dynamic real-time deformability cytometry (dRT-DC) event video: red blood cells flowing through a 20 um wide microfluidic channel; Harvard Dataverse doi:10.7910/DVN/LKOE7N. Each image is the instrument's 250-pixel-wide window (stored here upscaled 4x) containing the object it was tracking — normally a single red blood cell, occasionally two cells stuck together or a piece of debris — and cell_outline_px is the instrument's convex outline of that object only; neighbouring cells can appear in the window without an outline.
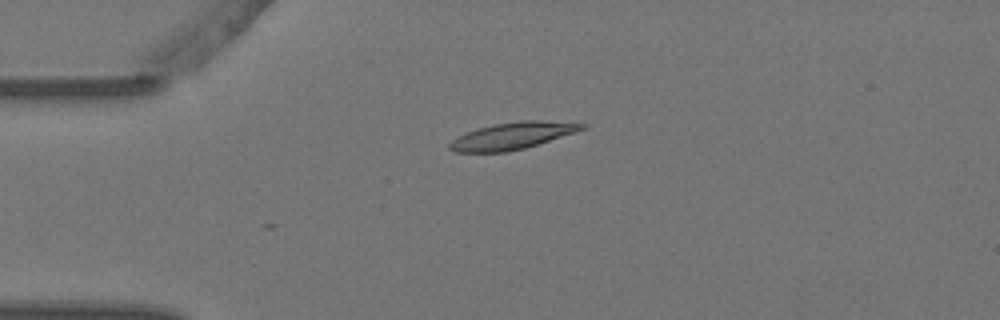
{"species": "Egyptian fruit bat (a non-hibernating species)", "species_latin": "Rousettus aegyptiacus", "temperature_condition": "warm", "stored_images_in_passage": 4, "camera_frame_rate_fps": 3000, "um_per_image_px": 0.085, "animal": {"sex": "female"}, "frame": {"image": 1, "passage_image": 1, "time_ms": 0.0, "image_size_px": [1000, 320], "cell_outline_px": [[588, 124], [584, 128], [576, 132], [524, 148], [504, 152], [456, 152], [448, 148], [448, 144], [452, 140], [476, 128], [496, 124], [520, 120], [540, 120]], "centroid_in_image_um": [43.54, 11.54], "position_along_channel_um": 41.5, "area_um2": 20.46}}
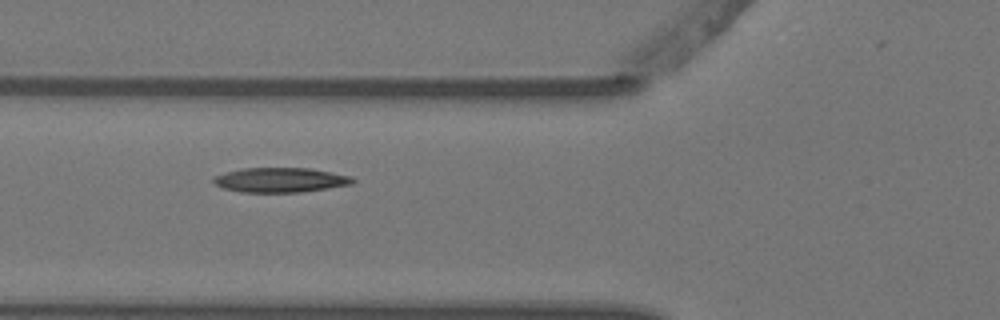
{"frame": {"image": 2, "passage_image": 3, "time_ms": 0.667, "image_size_px": [1000, 320], "cell_outline_px": [[356, 180], [352, 184], [300, 192], [240, 192], [224, 188], [216, 184], [212, 180], [212, 176], [224, 172], [244, 168], [308, 168], [352, 176]], "centroid_in_image_um": [23.8, 15.29], "position_along_channel_um": 102.0, "area_um2": 19.94}}
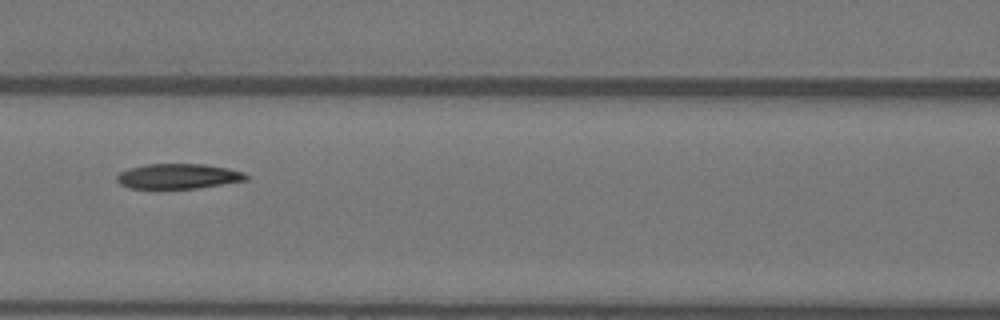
{"frame": {"image": 3, "passage_image": 4, "time_ms": 1.0, "image_size_px": [1000, 320], "cell_outline_px": [[248, 180], [196, 188], [128, 188], [120, 184], [116, 180], [116, 176], [120, 172], [144, 164], [204, 164], [228, 168], [244, 172], [248, 176]], "centroid_in_image_um": [15.16, 14.98], "position_along_channel_um": 151.4, "area_um2": 18.79}}